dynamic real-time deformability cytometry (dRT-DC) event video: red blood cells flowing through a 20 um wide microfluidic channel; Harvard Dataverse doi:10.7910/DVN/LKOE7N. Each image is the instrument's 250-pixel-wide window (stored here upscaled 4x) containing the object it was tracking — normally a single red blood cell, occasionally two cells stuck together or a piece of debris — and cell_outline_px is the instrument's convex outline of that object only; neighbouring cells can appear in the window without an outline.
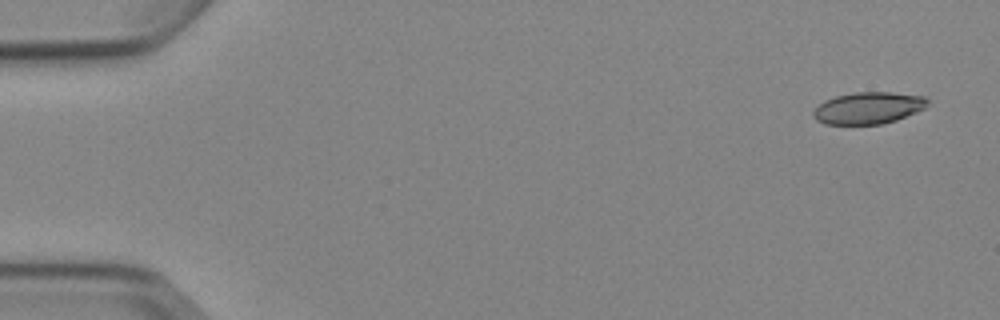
{"species": "Egyptian fruit bat (a non-hibernating species)", "species_latin": "Rousettus aegyptiacus", "temperature_condition": "cold", "stored_images_in_passage": 6, "camera_frame_rate_fps": 3000, "um_per_image_px": 0.085, "animal": {"sex": "female"}, "frame": {"image": 1, "passage_image": 1, "time_ms": 0.0, "image_size_px": [1000, 320], "cell_outline_px": [[928, 100], [924, 108], [916, 112], [896, 120], [884, 124], [824, 124], [816, 120], [812, 116], [812, 112], [824, 100], [836, 96], [856, 92], [892, 92], [924, 96]], "centroid_in_image_um": [73.78, 9.18], "position_along_channel_um": 11.2, "area_um2": 21.15}}
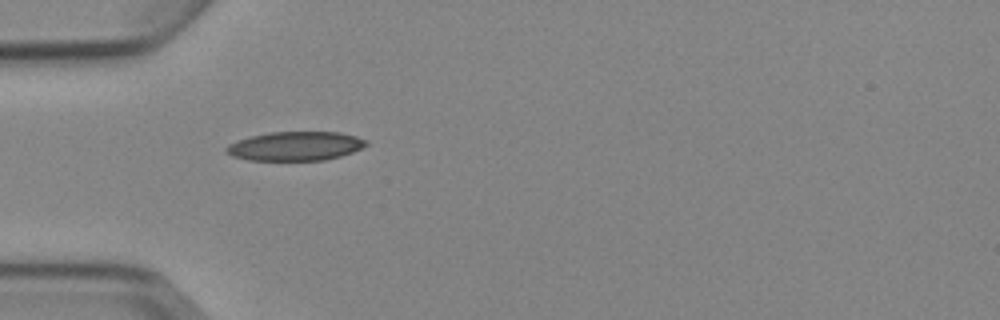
{"frame": {"image": 2, "passage_image": 5, "time_ms": 4.667, "image_size_px": [1000, 320], "cell_outline_px": [[368, 144], [352, 152], [340, 156], [324, 160], [248, 160], [232, 156], [224, 148], [228, 144], [236, 140], [268, 132], [340, 132], [356, 136], [368, 140]], "centroid_in_image_um": [25.1, 12.41], "position_along_channel_um": 59.9, "area_um2": 23.64}}
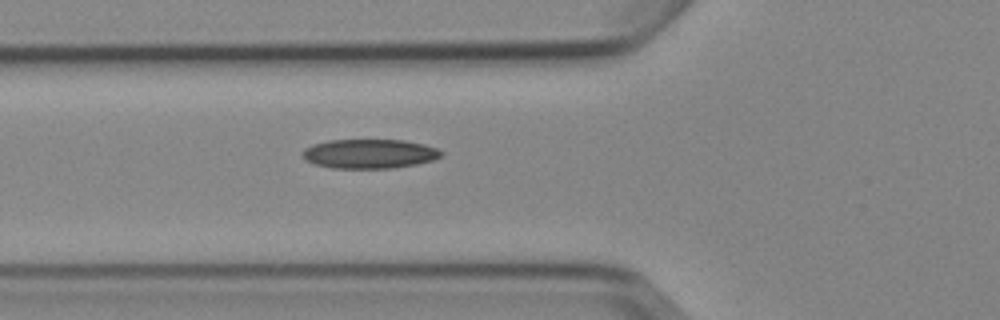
{"frame": {"image": 3, "passage_image": 6, "time_ms": 5.667, "image_size_px": [1000, 320], "cell_outline_px": [[444, 152], [440, 156], [432, 160], [416, 164], [392, 168], [332, 168], [312, 164], [304, 160], [300, 156], [300, 152], [304, 148], [312, 144], [328, 140], [404, 140], [424, 144], [436, 148]], "centroid_in_image_um": [31.32, 13.07], "position_along_channel_um": 94.5, "area_um2": 23.93}}